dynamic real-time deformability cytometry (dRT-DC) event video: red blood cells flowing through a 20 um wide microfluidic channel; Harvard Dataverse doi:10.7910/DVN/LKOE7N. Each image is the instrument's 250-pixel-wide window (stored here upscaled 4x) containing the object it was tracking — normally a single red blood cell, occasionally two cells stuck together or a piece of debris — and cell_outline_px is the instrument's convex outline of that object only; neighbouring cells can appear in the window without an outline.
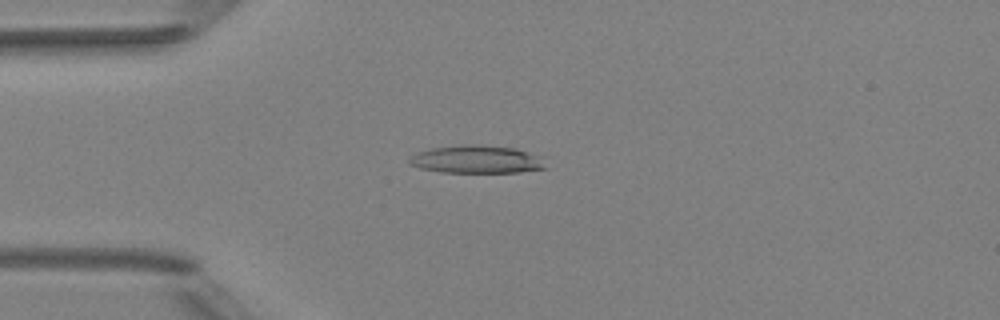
{"species": "Egyptian fruit bat (a non-hibernating species)", "species_latin": "Rousettus aegyptiacus", "temperature_condition": "room temperature", "stored_images_in_passage": 3, "camera_frame_rate_fps": 3000, "um_per_image_px": 0.085, "animal": {"sex": "female"}, "frame": {"image": 1, "passage_image": 3, "time_ms": 3.0, "image_size_px": [1000, 320], "cell_outline_px": [[548, 168], [520, 172], [440, 172], [420, 168], [412, 164], [408, 160], [408, 156], [416, 152], [432, 148], [460, 144], [480, 144], [516, 148], [544, 156]], "centroid_in_image_um": [40.58, 13.53], "position_along_channel_um": 44.4, "area_um2": 22.66}}